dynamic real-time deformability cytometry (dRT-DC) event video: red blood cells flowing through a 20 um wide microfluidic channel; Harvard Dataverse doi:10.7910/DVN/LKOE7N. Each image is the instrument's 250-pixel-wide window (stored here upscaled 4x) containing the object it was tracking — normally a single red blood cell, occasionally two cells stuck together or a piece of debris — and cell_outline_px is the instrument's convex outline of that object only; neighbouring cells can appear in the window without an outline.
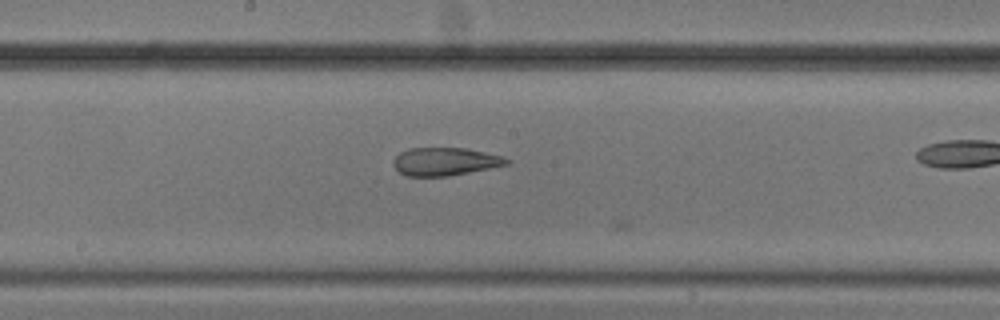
{"species": "common noctule bat (a hibernating species)", "species_latin": "Nyctalus noctula", "temperature_condition": "cold", "stored_images_in_passage": 29, "camera_frame_rate_fps": 3000, "um_per_image_px": 0.085, "animal": {"sex": "male", "body_mass_g": 20.5, "forearm_length_mm": 52.5}, "frame": {"image": 1, "passage_image": 28, "time_ms": 9.0, "image_size_px": [1000, 320], "cell_outline_px": [[512, 160], [508, 164], [448, 176], [404, 176], [392, 164], [392, 160], [400, 152], [408, 148], [468, 148], [504, 156]], "centroid_in_image_um": [37.82, 13.72], "position_along_channel_um": 210.4, "area_um2": 18.55}}